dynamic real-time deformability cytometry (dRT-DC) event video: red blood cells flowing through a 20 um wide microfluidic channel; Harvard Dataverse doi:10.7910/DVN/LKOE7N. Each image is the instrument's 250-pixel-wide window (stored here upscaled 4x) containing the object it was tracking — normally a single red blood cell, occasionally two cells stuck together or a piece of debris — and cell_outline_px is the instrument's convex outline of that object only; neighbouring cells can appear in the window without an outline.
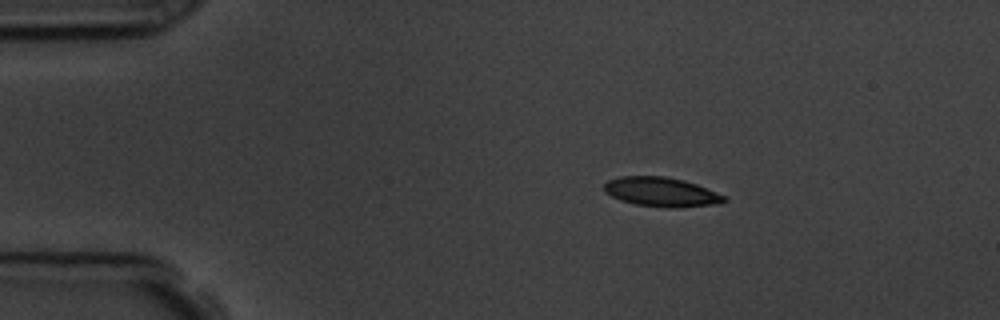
{"species": "common noctule bat (a hibernating species)", "species_latin": "Nyctalus noctula", "temperature_condition": "room temperature", "stored_images_in_passage": 48, "camera_frame_rate_fps": 3000, "um_per_image_px": 0.085, "animal": {"sex": "male", "body_mass_g": 19.5, "forearm_length_mm": 54.6}, "frame": {"image": 1, "passage_image": 1, "time_ms": 0.0, "image_size_px": [1000, 320], "cell_outline_px": [[728, 200], [720, 204], [676, 208], [668, 208], [636, 204], [620, 200], [604, 192], [604, 184], [608, 180], [620, 176], [664, 176], [684, 180], [696, 184], [724, 196]], "centroid_in_image_um": [56.2, 16.32], "position_along_channel_um": 28.8, "area_um2": 20.52}}
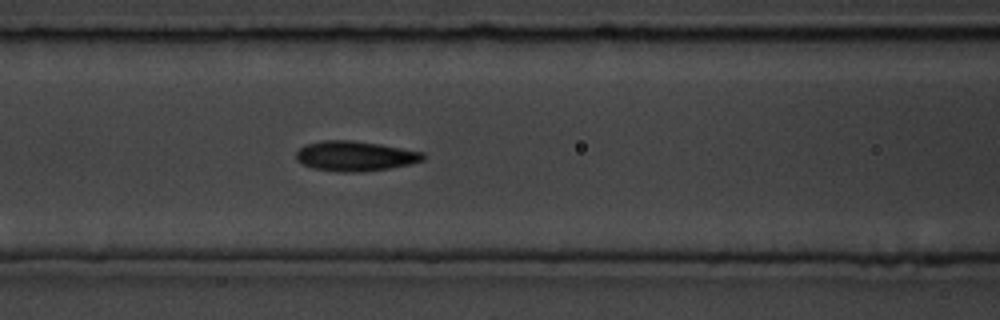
{"frame": {"image": 2, "passage_image": 15, "time_ms": 4.667, "image_size_px": [1000, 320], "cell_outline_px": [[424, 160], [412, 164], [388, 168], [360, 172], [340, 172], [312, 168], [296, 160], [296, 152], [304, 144], [320, 140], [352, 140], [380, 144], [424, 152]], "centroid_in_image_um": [30.17, 13.26], "position_along_channel_um": 136.4, "area_um2": 22.31}}
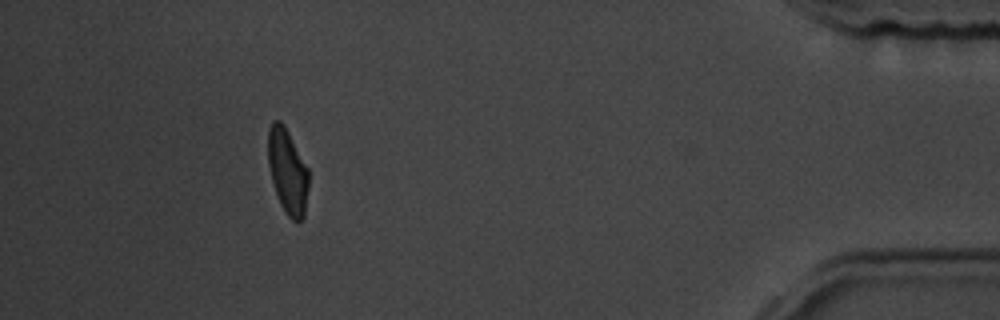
{"frame": {"image": 3, "passage_image": 43, "time_ms": 14.0, "image_size_px": [1000, 320], "cell_outline_px": [[308, 188], [304, 216], [296, 224], [288, 216], [280, 204], [272, 180], [268, 164], [268, 128], [272, 120], [280, 120], [284, 124], [308, 168]], "centroid_in_image_um": [24.44, 14.55], "position_along_channel_um": 410.8, "area_um2": 20.11}, "authors_computed_cell_mechanics": {"area_um2": 21.1548, "velocity_mm_per_s": 3.5674, "shape_relaxation_time_tau1_ms": 3.6581, "shape_relaxation_time_tau2_ms": 2.0114, "deformation_change_tau1": 0.1452, "deformation_change_tau2": 0.0812}}